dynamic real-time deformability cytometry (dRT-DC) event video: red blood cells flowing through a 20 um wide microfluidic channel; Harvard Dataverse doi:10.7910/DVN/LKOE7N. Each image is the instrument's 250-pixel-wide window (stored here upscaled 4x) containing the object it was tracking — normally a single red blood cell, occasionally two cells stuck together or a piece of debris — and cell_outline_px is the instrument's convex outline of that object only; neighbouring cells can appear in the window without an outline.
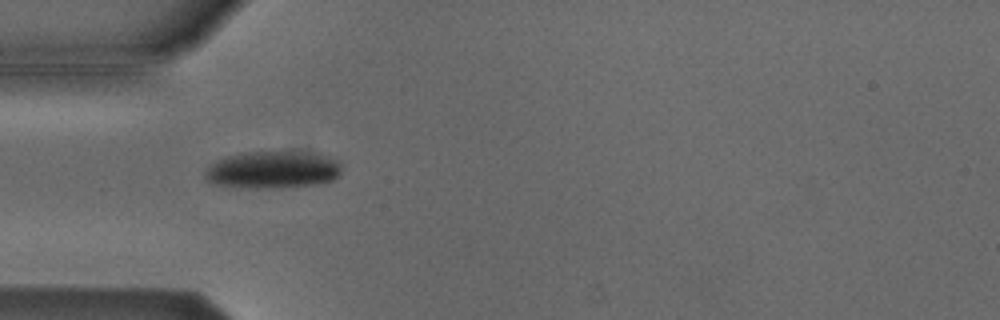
{"species": "Egyptian fruit bat (a non-hibernating species)", "species_latin": "Rousettus aegyptiacus", "temperature_condition": "cold", "stored_images_in_passage": 31, "camera_frame_rate_fps": 3000, "um_per_image_px": 0.085, "animal": {"sex": "male"}, "frame": {"image": 1, "passage_image": 1, "time_ms": 0.0, "image_size_px": [1000, 320], "cell_outline_px": [[340, 172], [332, 180], [316, 184], [280, 188], [248, 188], [212, 184], [204, 180], [204, 172], [208, 164], [224, 156], [240, 152], [300, 152], [328, 156], [340, 160]], "centroid_in_image_um": [23.1, 14.43], "position_along_channel_um": 61.9, "area_um2": 30.06}}
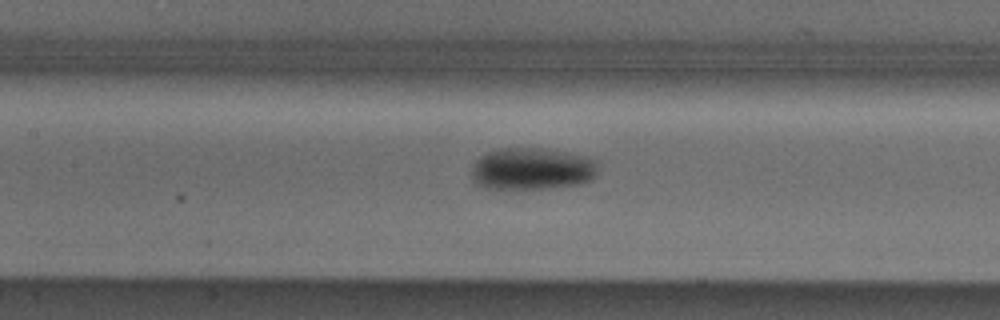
{"frame": {"image": 2, "passage_image": 9, "time_ms": 2.667, "image_size_px": [1000, 320], "cell_outline_px": [[596, 176], [592, 180], [580, 184], [548, 188], [484, 188], [476, 184], [472, 180], [472, 164], [480, 156], [488, 152], [500, 148], [540, 148], [588, 156], [596, 160]], "centroid_in_image_um": [45.21, 14.35], "position_along_channel_um": 162.2, "area_um2": 31.1}}
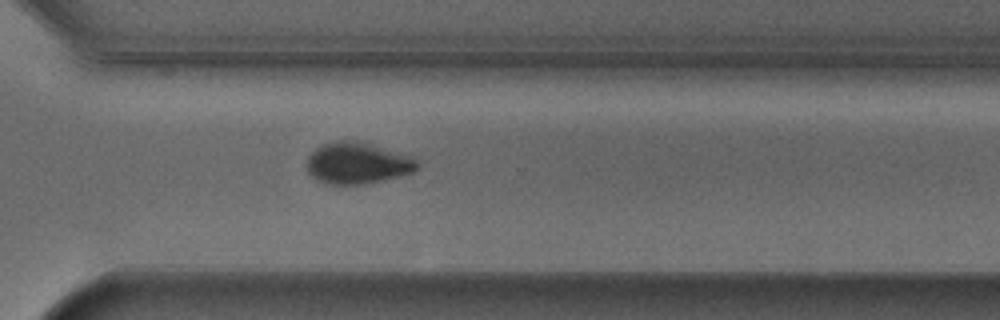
{"frame": {"image": 3, "passage_image": 23, "time_ms": 7.333, "image_size_px": [1000, 320], "cell_outline_px": [[420, 164], [412, 172], [400, 176], [384, 180], [364, 184], [328, 184], [316, 180], [308, 172], [308, 156], [316, 148], [324, 144], [336, 140], [356, 140], [412, 156]], "centroid_in_image_um": [30.38, 13.87], "position_along_channel_um": 340.2, "area_um2": 26.59}}